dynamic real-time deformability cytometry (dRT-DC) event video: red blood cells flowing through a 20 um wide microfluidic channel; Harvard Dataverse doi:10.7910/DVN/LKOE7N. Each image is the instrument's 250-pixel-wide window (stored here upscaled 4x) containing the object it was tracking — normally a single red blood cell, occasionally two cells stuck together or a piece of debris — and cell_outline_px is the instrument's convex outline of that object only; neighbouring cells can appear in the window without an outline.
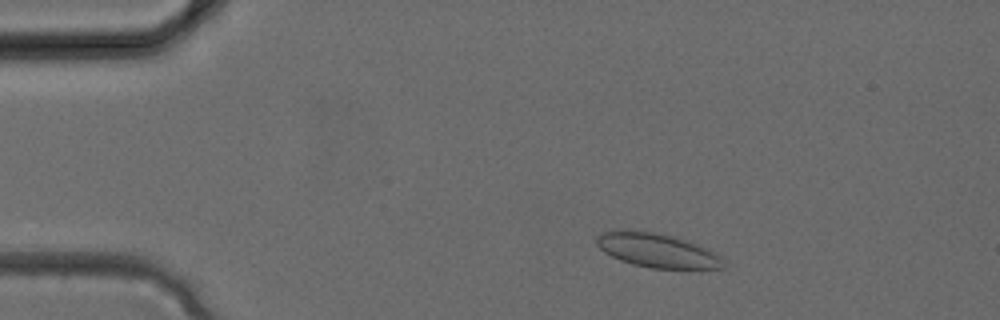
{"species": "common noctule bat (a hibernating species)", "species_latin": "Nyctalus noctula", "temperature_condition": "cold", "stored_images_in_passage": 33, "camera_frame_rate_fps": 3000, "um_per_image_px": 0.085, "animal": {"sex": "female", "body_mass_g": 24.6, "forearm_length_mm": 56.2}, "frame": {"image": 1, "passage_image": 5, "time_ms": 1.333, "image_size_px": [1000, 320], "cell_outline_px": [[724, 268], [652, 268], [632, 264], [620, 260], [604, 252], [596, 244], [596, 236], [604, 232], [652, 232], [672, 236], [688, 240], [716, 252], [724, 260]], "centroid_in_image_um": [55.91, 21.31], "position_along_channel_um": 29.1, "area_um2": 24.62}}
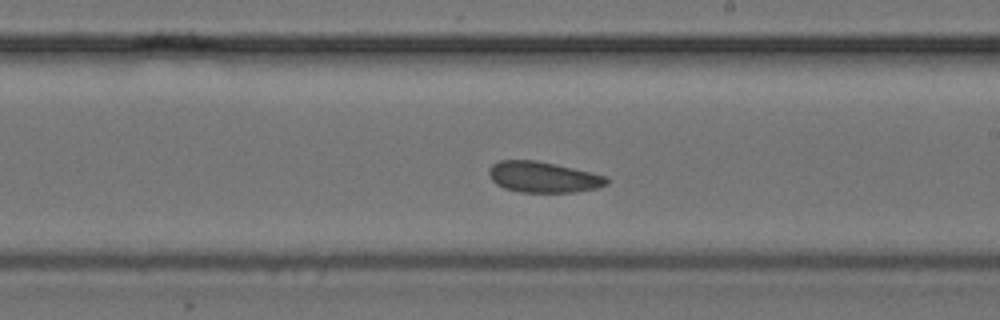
{"frame": {"image": 2, "passage_image": 19, "time_ms": 6.0, "image_size_px": [1000, 320], "cell_outline_px": [[608, 184], [596, 188], [572, 192], [520, 192], [504, 188], [496, 184], [492, 180], [488, 172], [488, 168], [492, 164], [500, 160], [536, 160], [556, 164], [608, 176]], "centroid_in_image_um": [46.16, 15.04], "position_along_channel_um": 242.8, "area_um2": 21.21}}
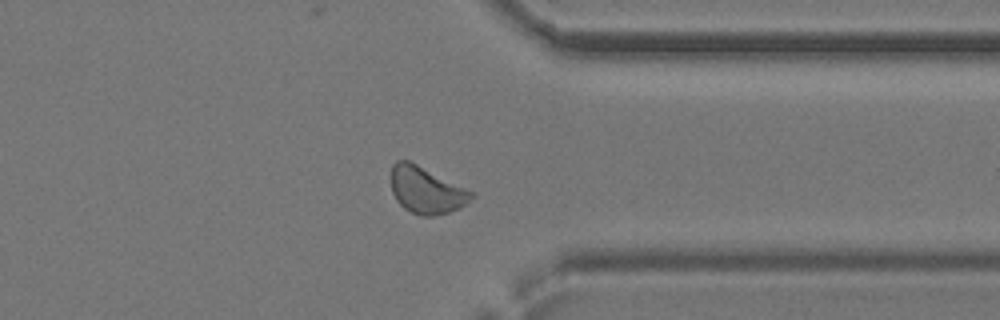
{"frame": {"image": 3, "passage_image": 26, "time_ms": 8.333, "image_size_px": [1000, 320], "cell_outline_px": [[476, 196], [460, 208], [448, 212], [432, 216], [420, 216], [404, 208], [396, 200], [392, 192], [388, 176], [392, 164], [396, 160], [408, 160], [476, 192]], "centroid_in_image_um": [36.21, 16.15], "position_along_channel_um": 375.2, "area_um2": 22.37}}